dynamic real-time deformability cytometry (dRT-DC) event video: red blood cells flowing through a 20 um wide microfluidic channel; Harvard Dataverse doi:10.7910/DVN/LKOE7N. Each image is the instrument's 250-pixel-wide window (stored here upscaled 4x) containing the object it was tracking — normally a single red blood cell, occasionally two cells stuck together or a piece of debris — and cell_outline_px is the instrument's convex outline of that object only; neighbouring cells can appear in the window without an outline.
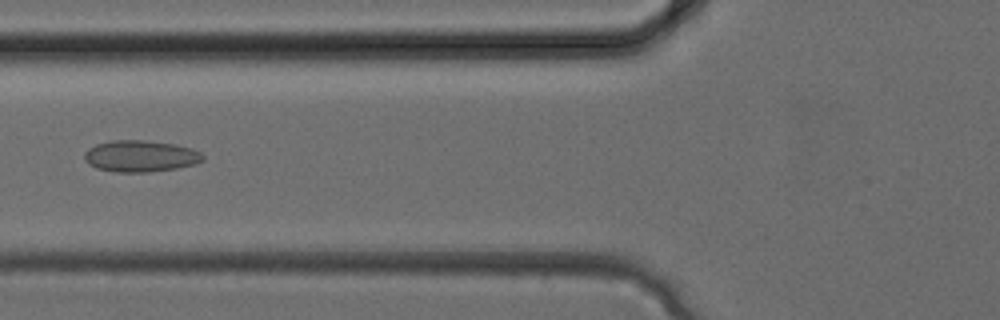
{"species": "common noctule bat (a hibernating species)", "species_latin": "Nyctalus noctula", "temperature_condition": "cold", "stored_images_in_passage": 28, "camera_frame_rate_fps": 3000, "um_per_image_px": 0.085, "animal": {"sex": "female", "body_mass_g": 24.6, "forearm_length_mm": 56.2}, "frame": {"image": 1, "passage_image": 8, "time_ms": 2.333, "image_size_px": [1000, 320], "cell_outline_px": [[204, 160], [196, 164], [176, 168], [148, 172], [116, 172], [96, 168], [88, 164], [84, 160], [84, 152], [88, 148], [96, 144], [112, 140], [144, 140], [176, 144], [192, 148], [200, 152], [204, 156]], "centroid_in_image_um": [11.93, 13.27], "position_along_channel_um": 113.9, "area_um2": 21.96}}
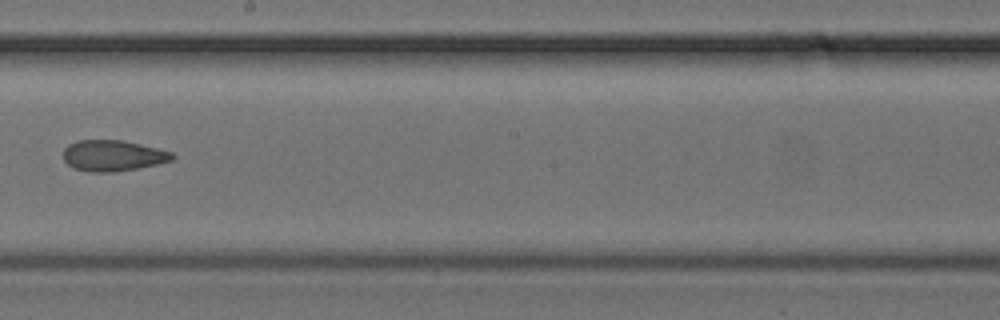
{"frame": {"image": 2, "passage_image": 14, "time_ms": 4.333, "image_size_px": [1000, 320], "cell_outline_px": [[176, 156], [172, 160], [140, 168], [112, 172], [88, 172], [72, 168], [64, 160], [64, 148], [68, 144], [76, 140], [124, 140], [172, 152]], "centroid_in_image_um": [9.58, 13.23], "position_along_channel_um": 238.6, "area_um2": 19.77}}
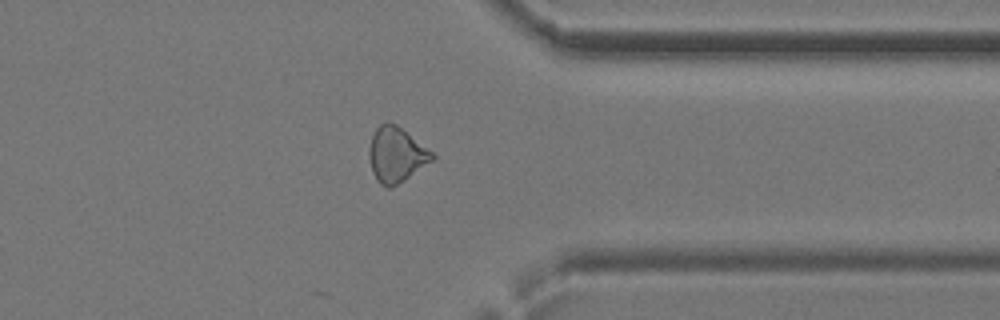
{"frame": {"image": 3, "passage_image": 21, "time_ms": 6.667, "image_size_px": [1000, 320], "cell_outline_px": [[436, 156], [432, 160], [404, 180], [392, 188], [388, 188], [380, 184], [376, 180], [372, 172], [368, 152], [368, 148], [372, 136], [376, 128], [380, 124], [388, 120], [396, 124], [432, 152]], "centroid_in_image_um": [33.64, 13.15], "position_along_channel_um": 377.8, "area_um2": 20.11}}